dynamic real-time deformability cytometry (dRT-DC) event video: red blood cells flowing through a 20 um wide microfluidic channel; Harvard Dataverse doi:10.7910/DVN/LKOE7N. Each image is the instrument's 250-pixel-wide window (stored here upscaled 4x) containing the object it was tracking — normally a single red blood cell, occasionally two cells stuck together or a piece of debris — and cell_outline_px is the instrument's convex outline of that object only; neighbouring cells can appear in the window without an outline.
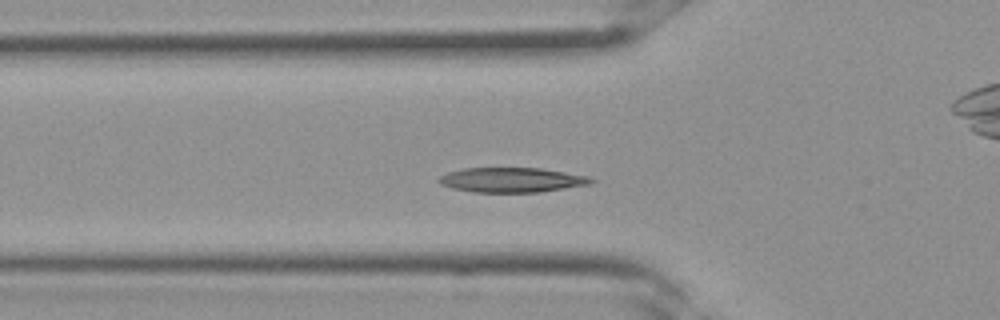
{"species": "Egyptian fruit bat (a non-hibernating species)", "species_latin": "Rousettus aegyptiacus", "temperature_condition": "room temperature", "stored_images_in_passage": 32, "camera_frame_rate_fps": 3000, "um_per_image_px": 0.085, "frame": {"image": 1, "passage_image": 9, "time_ms": 2.667, "image_size_px": [1000, 320], "cell_outline_px": [[596, 180], [592, 184], [540, 192], [472, 192], [452, 188], [440, 184], [436, 180], [440, 176], [448, 172], [464, 168], [540, 168], [588, 176]], "centroid_in_image_um": [43.5, 15.3], "position_along_channel_um": 82.3, "area_um2": 22.02}}
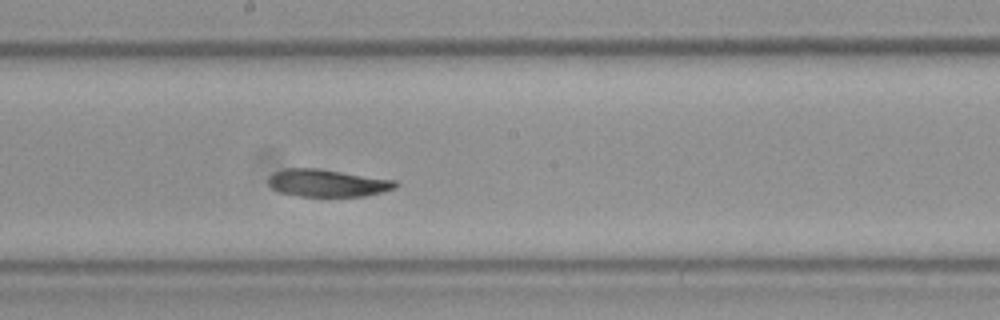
{"frame": {"image": 2, "passage_image": 16, "time_ms": 5.0, "image_size_px": [1000, 320], "cell_outline_px": [[400, 184], [396, 188], [384, 192], [364, 196], [300, 196], [280, 192], [272, 188], [268, 184], [268, 176], [272, 172], [284, 168], [320, 168], [396, 180]], "centroid_in_image_um": [27.84, 15.54], "position_along_channel_um": 220.4, "area_um2": 20.63}}
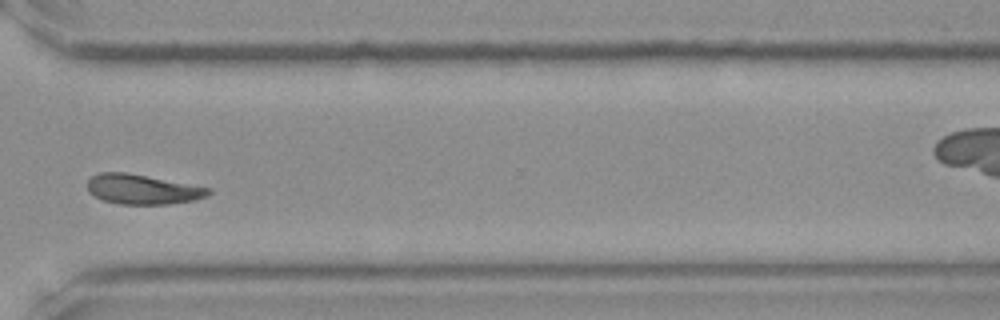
{"frame": {"image": 3, "passage_image": 23, "time_ms": 7.333, "image_size_px": [1000, 320], "cell_outline_px": [[212, 192], [208, 196], [196, 200], [172, 204], [120, 204], [104, 200], [88, 192], [88, 180], [92, 176], [100, 172], [124, 172], [212, 188]], "centroid_in_image_um": [12.16, 16.1], "position_along_channel_um": 358.4, "area_um2": 20.98}}